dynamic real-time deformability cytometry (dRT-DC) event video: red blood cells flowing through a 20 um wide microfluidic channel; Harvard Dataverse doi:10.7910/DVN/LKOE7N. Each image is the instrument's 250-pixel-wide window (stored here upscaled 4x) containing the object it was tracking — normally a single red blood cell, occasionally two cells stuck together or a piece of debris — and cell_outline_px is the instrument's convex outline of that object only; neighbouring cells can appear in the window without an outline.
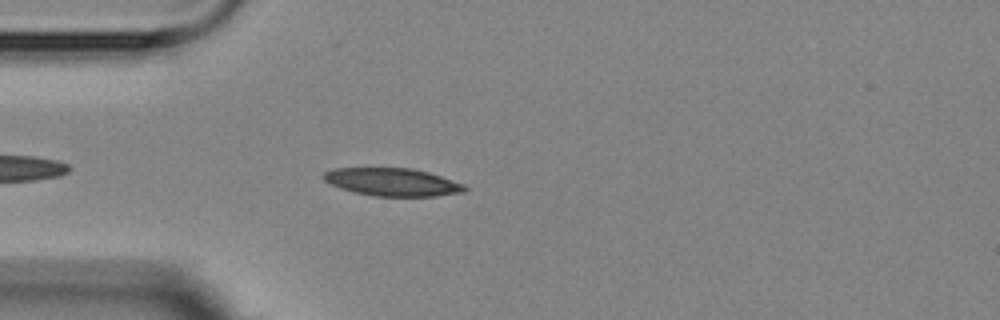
{"species": "Egyptian fruit bat (a non-hibernating species)", "species_latin": "Rousettus aegyptiacus", "temperature_condition": "room temperature", "stored_images_in_passage": 5, "camera_frame_rate_fps": 3000, "um_per_image_px": 0.085, "animal": {"sex": "female"}, "frame": {"image": 1, "passage_image": 5, "time_ms": 4.667, "image_size_px": [1000, 320], "cell_outline_px": [[468, 188], [464, 192], [436, 196], [372, 196], [340, 188], [324, 180], [324, 172], [332, 168], [412, 168], [428, 172], [464, 184]], "centroid_in_image_um": [33.37, 15.47], "position_along_channel_um": 51.6, "area_um2": 22.77}}